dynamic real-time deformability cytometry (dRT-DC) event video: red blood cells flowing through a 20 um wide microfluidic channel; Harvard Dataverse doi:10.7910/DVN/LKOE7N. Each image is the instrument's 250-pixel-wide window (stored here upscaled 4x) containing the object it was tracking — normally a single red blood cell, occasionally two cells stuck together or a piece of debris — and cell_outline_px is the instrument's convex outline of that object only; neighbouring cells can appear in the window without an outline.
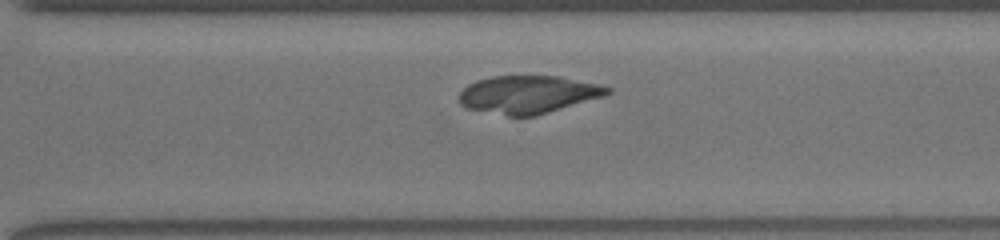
{"species": "common noctule bat (a hibernating species)", "species_latin": "Nyctalus noctula", "temperature_condition": "room temperature", "stored_images_in_passage": 28, "camera_frame_rate_fps": 3000, "um_per_image_px": 0.085, "animal": {"sex": "female", "body_mass_g": 19.5, "forearm_length_mm": 54.1}, "frame": {"image": 1, "passage_image": 21, "time_ms": 6.667, "image_size_px": [1000, 240], "cell_outline_px": [[612, 92], [604, 96], [536, 116], [508, 116], [468, 108], [460, 104], [456, 96], [468, 84], [476, 80], [492, 76], [560, 76], [600, 84], [612, 88]], "centroid_in_image_um": [44.9, 8.02], "position_along_channel_um": 325.7, "area_um2": 32.89}}
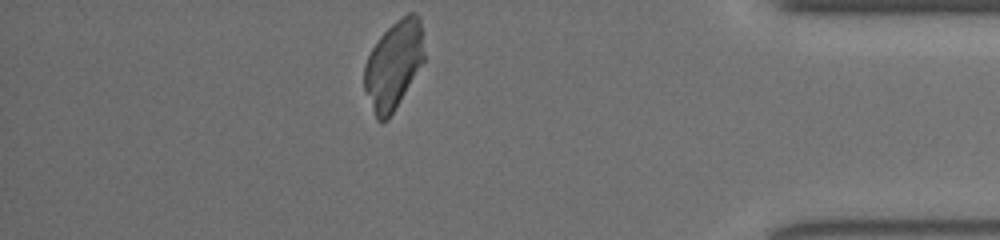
{"frame": {"image": 2, "passage_image": 28, "time_ms": 9.0, "image_size_px": [1000, 240], "cell_outline_px": [[424, 60], [388, 120], [380, 124], [376, 120], [364, 88], [364, 64], [372, 48], [380, 36], [396, 20], [408, 12], [416, 12], [420, 16], [424, 52]], "centroid_in_image_um": [33.44, 5.51], "position_along_channel_um": 401.8, "area_um2": 30.63}}